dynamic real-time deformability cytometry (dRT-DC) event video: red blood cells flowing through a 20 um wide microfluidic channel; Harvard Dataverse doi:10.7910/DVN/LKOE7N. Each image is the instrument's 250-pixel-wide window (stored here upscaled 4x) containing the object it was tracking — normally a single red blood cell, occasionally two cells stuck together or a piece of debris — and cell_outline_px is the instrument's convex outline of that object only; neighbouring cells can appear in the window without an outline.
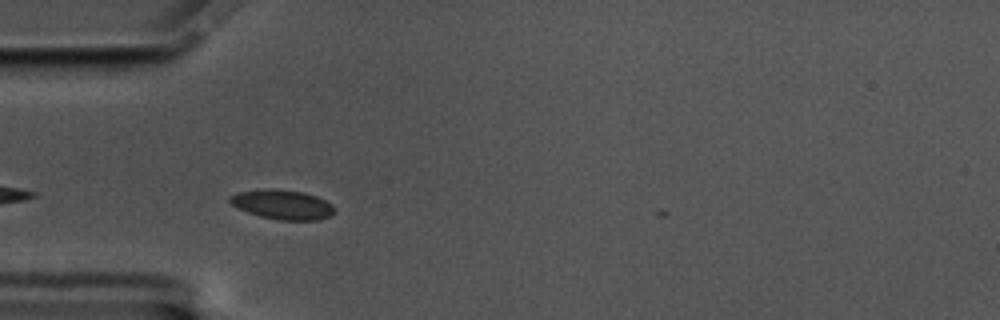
{"species": "common noctule bat (a hibernating species)", "species_latin": "Nyctalus noctula", "temperature_condition": "cold", "stored_images_in_passage": 38, "camera_frame_rate_fps": 3000, "um_per_image_px": 0.085, "animal": {"sex": "male", "body_mass_g": 17.5, "forearm_length_mm": 52.3}, "frame": {"image": 1, "passage_image": 1, "time_ms": 0.0, "image_size_px": [1000, 320], "cell_outline_px": [[336, 212], [320, 220], [280, 220], [260, 216], [248, 212], [232, 204], [228, 200], [228, 196], [240, 192], [304, 192], [316, 196], [332, 204], [336, 208]], "centroid_in_image_um": [24.1, 17.45], "position_along_channel_um": 60.9, "area_um2": 16.99}}